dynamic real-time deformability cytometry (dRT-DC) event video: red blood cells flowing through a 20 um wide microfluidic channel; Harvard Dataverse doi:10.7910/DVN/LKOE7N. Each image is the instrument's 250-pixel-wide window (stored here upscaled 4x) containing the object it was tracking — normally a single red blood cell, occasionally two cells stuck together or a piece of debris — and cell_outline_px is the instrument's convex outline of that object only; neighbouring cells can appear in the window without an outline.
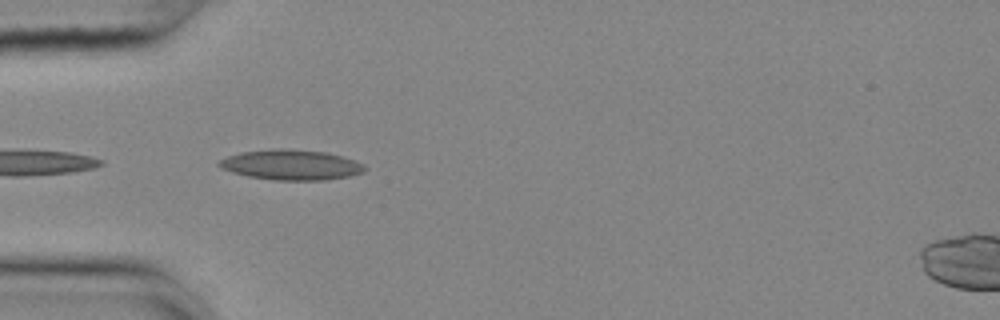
{"species": "common noctule bat (a hibernating species)", "species_latin": "Nyctalus noctula", "temperature_condition": "cold", "stored_images_in_passage": 18, "camera_frame_rate_fps": 3000, "um_per_image_px": 0.085, "animal": {"sex": "female", "body_mass_g": 25.1}, "frame": {"image": 1, "passage_image": 1, "time_ms": 0.0, "image_size_px": [1000, 320], "cell_outline_px": [[368, 168], [364, 172], [348, 176], [320, 180], [276, 180], [248, 176], [232, 172], [216, 164], [220, 160], [228, 156], [240, 152], [272, 148], [288, 148], [328, 152], [356, 160], [364, 164]], "centroid_in_image_um": [24.78, 13.99], "position_along_channel_um": 60.2, "area_um2": 25.78}}